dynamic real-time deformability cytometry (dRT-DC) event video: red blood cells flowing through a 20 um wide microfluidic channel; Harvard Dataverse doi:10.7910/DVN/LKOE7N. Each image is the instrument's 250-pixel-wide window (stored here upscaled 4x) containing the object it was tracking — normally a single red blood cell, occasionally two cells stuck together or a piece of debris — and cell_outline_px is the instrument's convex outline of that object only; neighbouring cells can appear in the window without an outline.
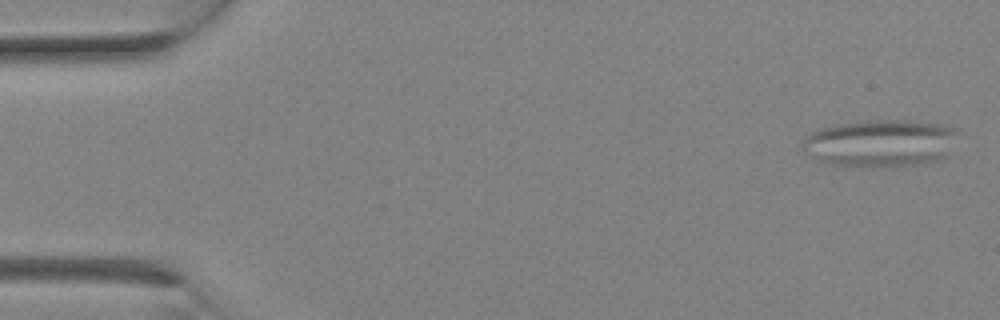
{"species": "Egyptian fruit bat (a non-hibernating species)", "species_latin": "Rousettus aegyptiacus", "temperature_condition": "room temperature", "stored_images_in_passage": 11, "camera_frame_rate_fps": 3000, "um_per_image_px": 0.085, "animal": {"sex": "female"}, "frame": {"image": 1, "passage_image": 1, "time_ms": 0.0, "image_size_px": [1000, 320], "cell_outline_px": [[956, 132], [948, 156], [940, 160], [928, 164], [892, 168], [872, 168], [832, 164], [820, 160], [804, 152], [800, 144], [804, 136], [812, 132], [836, 124], [876, 120], [908, 120], [940, 124], [956, 128]], "centroid_in_image_um": [74.85, 12.2], "position_along_channel_um": 10.1, "area_um2": 43.52}}